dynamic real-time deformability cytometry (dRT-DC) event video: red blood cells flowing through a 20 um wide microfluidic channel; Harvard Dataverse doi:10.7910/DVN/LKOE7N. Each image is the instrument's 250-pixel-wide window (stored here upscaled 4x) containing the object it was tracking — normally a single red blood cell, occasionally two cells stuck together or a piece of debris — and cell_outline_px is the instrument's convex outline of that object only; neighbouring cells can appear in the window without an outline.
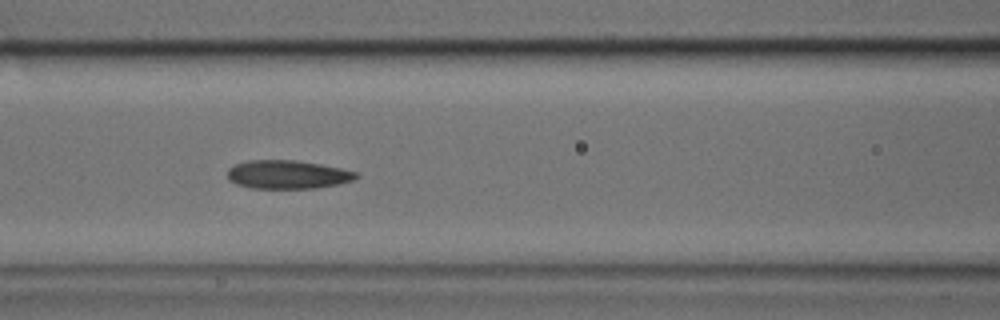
{"species": "common noctule bat (a hibernating species)", "species_latin": "Nyctalus noctula", "temperature_condition": "cold", "stored_images_in_passage": 38, "camera_frame_rate_fps": 3000, "um_per_image_px": 0.085, "animal": {"sex": "male", "body_mass_g": 17.9, "forearm_length_mm": 54.2}, "frame": {"image": 1, "passage_image": 12, "time_ms": 3.667, "image_size_px": [1000, 320], "cell_outline_px": [[360, 176], [356, 180], [340, 184], [316, 188], [252, 188], [236, 184], [228, 180], [228, 168], [236, 164], [248, 160], [296, 160], [320, 164], [360, 172]], "centroid_in_image_um": [24.5, 14.84], "position_along_channel_um": 142.1, "area_um2": 21.62}}
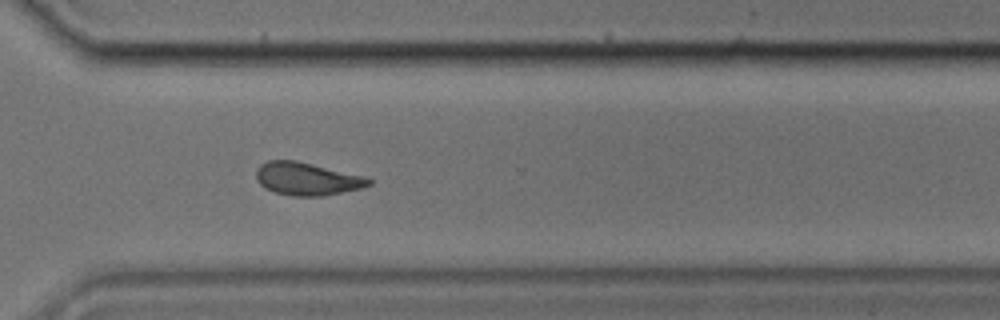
{"frame": {"image": 2, "passage_image": 27, "time_ms": 8.667, "image_size_px": [1000, 320], "cell_outline_px": [[372, 184], [360, 188], [320, 196], [292, 196], [276, 192], [264, 188], [256, 180], [256, 168], [260, 164], [268, 160], [296, 160], [364, 176], [372, 180]], "centroid_in_image_um": [26.04, 15.19], "position_along_channel_um": 344.6, "area_um2": 21.44}}